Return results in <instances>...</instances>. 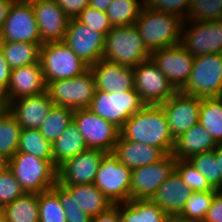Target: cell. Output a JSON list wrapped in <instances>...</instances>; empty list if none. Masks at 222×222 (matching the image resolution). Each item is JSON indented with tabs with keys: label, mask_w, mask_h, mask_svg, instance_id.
<instances>
[{
	"label": "cell",
	"mask_w": 222,
	"mask_h": 222,
	"mask_svg": "<svg viewBox=\"0 0 222 222\" xmlns=\"http://www.w3.org/2000/svg\"><path fill=\"white\" fill-rule=\"evenodd\" d=\"M175 162L171 153L156 163L133 169L130 200L151 199L158 187L174 172Z\"/></svg>",
	"instance_id": "cell-14"
},
{
	"label": "cell",
	"mask_w": 222,
	"mask_h": 222,
	"mask_svg": "<svg viewBox=\"0 0 222 222\" xmlns=\"http://www.w3.org/2000/svg\"><path fill=\"white\" fill-rule=\"evenodd\" d=\"M201 101L202 98L177 91L160 104L174 139L199 122Z\"/></svg>",
	"instance_id": "cell-16"
},
{
	"label": "cell",
	"mask_w": 222,
	"mask_h": 222,
	"mask_svg": "<svg viewBox=\"0 0 222 222\" xmlns=\"http://www.w3.org/2000/svg\"><path fill=\"white\" fill-rule=\"evenodd\" d=\"M182 93L199 98L222 96V53L197 56Z\"/></svg>",
	"instance_id": "cell-7"
},
{
	"label": "cell",
	"mask_w": 222,
	"mask_h": 222,
	"mask_svg": "<svg viewBox=\"0 0 222 222\" xmlns=\"http://www.w3.org/2000/svg\"><path fill=\"white\" fill-rule=\"evenodd\" d=\"M4 222H39L38 194L25 193L1 209Z\"/></svg>",
	"instance_id": "cell-29"
},
{
	"label": "cell",
	"mask_w": 222,
	"mask_h": 222,
	"mask_svg": "<svg viewBox=\"0 0 222 222\" xmlns=\"http://www.w3.org/2000/svg\"><path fill=\"white\" fill-rule=\"evenodd\" d=\"M175 171L192 191H218L209 185L206 177L198 172L188 160L176 159Z\"/></svg>",
	"instance_id": "cell-40"
},
{
	"label": "cell",
	"mask_w": 222,
	"mask_h": 222,
	"mask_svg": "<svg viewBox=\"0 0 222 222\" xmlns=\"http://www.w3.org/2000/svg\"><path fill=\"white\" fill-rule=\"evenodd\" d=\"M150 58L177 91L187 83L195 59L180 44L155 50L151 52Z\"/></svg>",
	"instance_id": "cell-17"
},
{
	"label": "cell",
	"mask_w": 222,
	"mask_h": 222,
	"mask_svg": "<svg viewBox=\"0 0 222 222\" xmlns=\"http://www.w3.org/2000/svg\"><path fill=\"white\" fill-rule=\"evenodd\" d=\"M56 2L70 19L76 18L89 6V0H56Z\"/></svg>",
	"instance_id": "cell-45"
},
{
	"label": "cell",
	"mask_w": 222,
	"mask_h": 222,
	"mask_svg": "<svg viewBox=\"0 0 222 222\" xmlns=\"http://www.w3.org/2000/svg\"><path fill=\"white\" fill-rule=\"evenodd\" d=\"M46 91L55 106L68 107L73 111L87 109L96 91L95 78L89 68L79 76L50 81Z\"/></svg>",
	"instance_id": "cell-6"
},
{
	"label": "cell",
	"mask_w": 222,
	"mask_h": 222,
	"mask_svg": "<svg viewBox=\"0 0 222 222\" xmlns=\"http://www.w3.org/2000/svg\"><path fill=\"white\" fill-rule=\"evenodd\" d=\"M42 43L0 42L4 57L11 69L40 63Z\"/></svg>",
	"instance_id": "cell-30"
},
{
	"label": "cell",
	"mask_w": 222,
	"mask_h": 222,
	"mask_svg": "<svg viewBox=\"0 0 222 222\" xmlns=\"http://www.w3.org/2000/svg\"><path fill=\"white\" fill-rule=\"evenodd\" d=\"M183 19L144 5L135 22L150 52L180 44Z\"/></svg>",
	"instance_id": "cell-2"
},
{
	"label": "cell",
	"mask_w": 222,
	"mask_h": 222,
	"mask_svg": "<svg viewBox=\"0 0 222 222\" xmlns=\"http://www.w3.org/2000/svg\"><path fill=\"white\" fill-rule=\"evenodd\" d=\"M63 186L72 195L74 204L91 217H95L113 205L94 184Z\"/></svg>",
	"instance_id": "cell-26"
},
{
	"label": "cell",
	"mask_w": 222,
	"mask_h": 222,
	"mask_svg": "<svg viewBox=\"0 0 222 222\" xmlns=\"http://www.w3.org/2000/svg\"><path fill=\"white\" fill-rule=\"evenodd\" d=\"M39 222H67L58 195L52 190L38 194Z\"/></svg>",
	"instance_id": "cell-38"
},
{
	"label": "cell",
	"mask_w": 222,
	"mask_h": 222,
	"mask_svg": "<svg viewBox=\"0 0 222 222\" xmlns=\"http://www.w3.org/2000/svg\"><path fill=\"white\" fill-rule=\"evenodd\" d=\"M0 222H4L2 215H0Z\"/></svg>",
	"instance_id": "cell-55"
},
{
	"label": "cell",
	"mask_w": 222,
	"mask_h": 222,
	"mask_svg": "<svg viewBox=\"0 0 222 222\" xmlns=\"http://www.w3.org/2000/svg\"><path fill=\"white\" fill-rule=\"evenodd\" d=\"M144 5V0H113L106 13L112 27L134 25Z\"/></svg>",
	"instance_id": "cell-33"
},
{
	"label": "cell",
	"mask_w": 222,
	"mask_h": 222,
	"mask_svg": "<svg viewBox=\"0 0 222 222\" xmlns=\"http://www.w3.org/2000/svg\"><path fill=\"white\" fill-rule=\"evenodd\" d=\"M54 104L47 91L18 98L7 105L22 129H39Z\"/></svg>",
	"instance_id": "cell-20"
},
{
	"label": "cell",
	"mask_w": 222,
	"mask_h": 222,
	"mask_svg": "<svg viewBox=\"0 0 222 222\" xmlns=\"http://www.w3.org/2000/svg\"><path fill=\"white\" fill-rule=\"evenodd\" d=\"M132 169L118 161L112 152H106L99 164L94 185L113 203L130 200Z\"/></svg>",
	"instance_id": "cell-10"
},
{
	"label": "cell",
	"mask_w": 222,
	"mask_h": 222,
	"mask_svg": "<svg viewBox=\"0 0 222 222\" xmlns=\"http://www.w3.org/2000/svg\"><path fill=\"white\" fill-rule=\"evenodd\" d=\"M11 68L8 65L0 46V94L4 95L10 81Z\"/></svg>",
	"instance_id": "cell-48"
},
{
	"label": "cell",
	"mask_w": 222,
	"mask_h": 222,
	"mask_svg": "<svg viewBox=\"0 0 222 222\" xmlns=\"http://www.w3.org/2000/svg\"><path fill=\"white\" fill-rule=\"evenodd\" d=\"M39 62L46 85L50 81L79 76L89 69L63 41L42 44Z\"/></svg>",
	"instance_id": "cell-5"
},
{
	"label": "cell",
	"mask_w": 222,
	"mask_h": 222,
	"mask_svg": "<svg viewBox=\"0 0 222 222\" xmlns=\"http://www.w3.org/2000/svg\"><path fill=\"white\" fill-rule=\"evenodd\" d=\"M46 91V83L40 63L11 70L10 81L3 95L6 106L13 100L34 96Z\"/></svg>",
	"instance_id": "cell-21"
},
{
	"label": "cell",
	"mask_w": 222,
	"mask_h": 222,
	"mask_svg": "<svg viewBox=\"0 0 222 222\" xmlns=\"http://www.w3.org/2000/svg\"><path fill=\"white\" fill-rule=\"evenodd\" d=\"M188 19L194 21L222 20V0H190Z\"/></svg>",
	"instance_id": "cell-39"
},
{
	"label": "cell",
	"mask_w": 222,
	"mask_h": 222,
	"mask_svg": "<svg viewBox=\"0 0 222 222\" xmlns=\"http://www.w3.org/2000/svg\"><path fill=\"white\" fill-rule=\"evenodd\" d=\"M113 0H89V6L100 11H107Z\"/></svg>",
	"instance_id": "cell-50"
},
{
	"label": "cell",
	"mask_w": 222,
	"mask_h": 222,
	"mask_svg": "<svg viewBox=\"0 0 222 222\" xmlns=\"http://www.w3.org/2000/svg\"><path fill=\"white\" fill-rule=\"evenodd\" d=\"M192 192L174 170L150 200L159 205L168 215H177L181 213Z\"/></svg>",
	"instance_id": "cell-24"
},
{
	"label": "cell",
	"mask_w": 222,
	"mask_h": 222,
	"mask_svg": "<svg viewBox=\"0 0 222 222\" xmlns=\"http://www.w3.org/2000/svg\"><path fill=\"white\" fill-rule=\"evenodd\" d=\"M112 153L120 163L132 170L156 163L167 155L160 148L125 140L121 135L114 145Z\"/></svg>",
	"instance_id": "cell-23"
},
{
	"label": "cell",
	"mask_w": 222,
	"mask_h": 222,
	"mask_svg": "<svg viewBox=\"0 0 222 222\" xmlns=\"http://www.w3.org/2000/svg\"><path fill=\"white\" fill-rule=\"evenodd\" d=\"M214 150H215L216 158L219 163V167H220V171L222 175V143H218Z\"/></svg>",
	"instance_id": "cell-52"
},
{
	"label": "cell",
	"mask_w": 222,
	"mask_h": 222,
	"mask_svg": "<svg viewBox=\"0 0 222 222\" xmlns=\"http://www.w3.org/2000/svg\"><path fill=\"white\" fill-rule=\"evenodd\" d=\"M63 42L89 66L103 58L105 36L76 18L69 20Z\"/></svg>",
	"instance_id": "cell-15"
},
{
	"label": "cell",
	"mask_w": 222,
	"mask_h": 222,
	"mask_svg": "<svg viewBox=\"0 0 222 222\" xmlns=\"http://www.w3.org/2000/svg\"><path fill=\"white\" fill-rule=\"evenodd\" d=\"M76 19L93 30L102 33L104 36L111 30L112 25L105 11H100L87 6Z\"/></svg>",
	"instance_id": "cell-43"
},
{
	"label": "cell",
	"mask_w": 222,
	"mask_h": 222,
	"mask_svg": "<svg viewBox=\"0 0 222 222\" xmlns=\"http://www.w3.org/2000/svg\"><path fill=\"white\" fill-rule=\"evenodd\" d=\"M218 191H193L179 214L188 220L203 222Z\"/></svg>",
	"instance_id": "cell-37"
},
{
	"label": "cell",
	"mask_w": 222,
	"mask_h": 222,
	"mask_svg": "<svg viewBox=\"0 0 222 222\" xmlns=\"http://www.w3.org/2000/svg\"><path fill=\"white\" fill-rule=\"evenodd\" d=\"M51 189L60 199L67 222H91L92 217L82 211L79 206L74 204L72 195L63 185L56 182Z\"/></svg>",
	"instance_id": "cell-41"
},
{
	"label": "cell",
	"mask_w": 222,
	"mask_h": 222,
	"mask_svg": "<svg viewBox=\"0 0 222 222\" xmlns=\"http://www.w3.org/2000/svg\"><path fill=\"white\" fill-rule=\"evenodd\" d=\"M120 135L125 140L160 148L166 154H171L175 145L161 105L145 104L124 123Z\"/></svg>",
	"instance_id": "cell-1"
},
{
	"label": "cell",
	"mask_w": 222,
	"mask_h": 222,
	"mask_svg": "<svg viewBox=\"0 0 222 222\" xmlns=\"http://www.w3.org/2000/svg\"><path fill=\"white\" fill-rule=\"evenodd\" d=\"M149 8L171 13L179 16L183 20L188 19V9L190 0H144Z\"/></svg>",
	"instance_id": "cell-44"
},
{
	"label": "cell",
	"mask_w": 222,
	"mask_h": 222,
	"mask_svg": "<svg viewBox=\"0 0 222 222\" xmlns=\"http://www.w3.org/2000/svg\"><path fill=\"white\" fill-rule=\"evenodd\" d=\"M134 89L144 104L160 105L177 90L151 58L133 67Z\"/></svg>",
	"instance_id": "cell-11"
},
{
	"label": "cell",
	"mask_w": 222,
	"mask_h": 222,
	"mask_svg": "<svg viewBox=\"0 0 222 222\" xmlns=\"http://www.w3.org/2000/svg\"><path fill=\"white\" fill-rule=\"evenodd\" d=\"M198 123L217 144L222 143V96L202 98Z\"/></svg>",
	"instance_id": "cell-31"
},
{
	"label": "cell",
	"mask_w": 222,
	"mask_h": 222,
	"mask_svg": "<svg viewBox=\"0 0 222 222\" xmlns=\"http://www.w3.org/2000/svg\"><path fill=\"white\" fill-rule=\"evenodd\" d=\"M105 153L102 150L87 148L66 160L57 168V182L61 185L93 184Z\"/></svg>",
	"instance_id": "cell-18"
},
{
	"label": "cell",
	"mask_w": 222,
	"mask_h": 222,
	"mask_svg": "<svg viewBox=\"0 0 222 222\" xmlns=\"http://www.w3.org/2000/svg\"><path fill=\"white\" fill-rule=\"evenodd\" d=\"M198 172L206 177L209 185L218 191H222V175L215 150L196 154L188 159Z\"/></svg>",
	"instance_id": "cell-36"
},
{
	"label": "cell",
	"mask_w": 222,
	"mask_h": 222,
	"mask_svg": "<svg viewBox=\"0 0 222 222\" xmlns=\"http://www.w3.org/2000/svg\"><path fill=\"white\" fill-rule=\"evenodd\" d=\"M92 70L96 89L107 93H122L134 89L133 67L111 63L104 59L89 66Z\"/></svg>",
	"instance_id": "cell-22"
},
{
	"label": "cell",
	"mask_w": 222,
	"mask_h": 222,
	"mask_svg": "<svg viewBox=\"0 0 222 222\" xmlns=\"http://www.w3.org/2000/svg\"><path fill=\"white\" fill-rule=\"evenodd\" d=\"M17 152L31 154L43 160H53L52 144L39 129H21Z\"/></svg>",
	"instance_id": "cell-35"
},
{
	"label": "cell",
	"mask_w": 222,
	"mask_h": 222,
	"mask_svg": "<svg viewBox=\"0 0 222 222\" xmlns=\"http://www.w3.org/2000/svg\"><path fill=\"white\" fill-rule=\"evenodd\" d=\"M73 122L85 140L87 148L112 152L120 136V129L90 109L74 111Z\"/></svg>",
	"instance_id": "cell-12"
},
{
	"label": "cell",
	"mask_w": 222,
	"mask_h": 222,
	"mask_svg": "<svg viewBox=\"0 0 222 222\" xmlns=\"http://www.w3.org/2000/svg\"><path fill=\"white\" fill-rule=\"evenodd\" d=\"M7 108L5 100H4V96L2 94H0V114L2 112H4V110Z\"/></svg>",
	"instance_id": "cell-54"
},
{
	"label": "cell",
	"mask_w": 222,
	"mask_h": 222,
	"mask_svg": "<svg viewBox=\"0 0 222 222\" xmlns=\"http://www.w3.org/2000/svg\"><path fill=\"white\" fill-rule=\"evenodd\" d=\"M180 45L194 57L222 53V20H183Z\"/></svg>",
	"instance_id": "cell-9"
},
{
	"label": "cell",
	"mask_w": 222,
	"mask_h": 222,
	"mask_svg": "<svg viewBox=\"0 0 222 222\" xmlns=\"http://www.w3.org/2000/svg\"><path fill=\"white\" fill-rule=\"evenodd\" d=\"M24 194L25 192L21 185L7 166L0 172V208L2 209Z\"/></svg>",
	"instance_id": "cell-42"
},
{
	"label": "cell",
	"mask_w": 222,
	"mask_h": 222,
	"mask_svg": "<svg viewBox=\"0 0 222 222\" xmlns=\"http://www.w3.org/2000/svg\"><path fill=\"white\" fill-rule=\"evenodd\" d=\"M203 222H222V191L214 195Z\"/></svg>",
	"instance_id": "cell-46"
},
{
	"label": "cell",
	"mask_w": 222,
	"mask_h": 222,
	"mask_svg": "<svg viewBox=\"0 0 222 222\" xmlns=\"http://www.w3.org/2000/svg\"><path fill=\"white\" fill-rule=\"evenodd\" d=\"M0 42L42 43L32 2H13L0 32Z\"/></svg>",
	"instance_id": "cell-13"
},
{
	"label": "cell",
	"mask_w": 222,
	"mask_h": 222,
	"mask_svg": "<svg viewBox=\"0 0 222 222\" xmlns=\"http://www.w3.org/2000/svg\"><path fill=\"white\" fill-rule=\"evenodd\" d=\"M91 222H122L120 203L113 204L106 211L91 218Z\"/></svg>",
	"instance_id": "cell-47"
},
{
	"label": "cell",
	"mask_w": 222,
	"mask_h": 222,
	"mask_svg": "<svg viewBox=\"0 0 222 222\" xmlns=\"http://www.w3.org/2000/svg\"><path fill=\"white\" fill-rule=\"evenodd\" d=\"M151 52L136 25L112 27L105 36L103 58L111 63L134 67L148 60Z\"/></svg>",
	"instance_id": "cell-3"
},
{
	"label": "cell",
	"mask_w": 222,
	"mask_h": 222,
	"mask_svg": "<svg viewBox=\"0 0 222 222\" xmlns=\"http://www.w3.org/2000/svg\"><path fill=\"white\" fill-rule=\"evenodd\" d=\"M14 1L15 0H0V32Z\"/></svg>",
	"instance_id": "cell-49"
},
{
	"label": "cell",
	"mask_w": 222,
	"mask_h": 222,
	"mask_svg": "<svg viewBox=\"0 0 222 222\" xmlns=\"http://www.w3.org/2000/svg\"><path fill=\"white\" fill-rule=\"evenodd\" d=\"M84 138L74 122L69 124L59 138L52 143L53 164L58 168L66 160L86 150Z\"/></svg>",
	"instance_id": "cell-27"
},
{
	"label": "cell",
	"mask_w": 222,
	"mask_h": 222,
	"mask_svg": "<svg viewBox=\"0 0 222 222\" xmlns=\"http://www.w3.org/2000/svg\"><path fill=\"white\" fill-rule=\"evenodd\" d=\"M164 222H198V221L188 220L185 217H182L179 214H177V215H168Z\"/></svg>",
	"instance_id": "cell-51"
},
{
	"label": "cell",
	"mask_w": 222,
	"mask_h": 222,
	"mask_svg": "<svg viewBox=\"0 0 222 222\" xmlns=\"http://www.w3.org/2000/svg\"><path fill=\"white\" fill-rule=\"evenodd\" d=\"M216 145L213 136L197 123L175 139L172 154L175 159L188 160L196 154L214 150Z\"/></svg>",
	"instance_id": "cell-25"
},
{
	"label": "cell",
	"mask_w": 222,
	"mask_h": 222,
	"mask_svg": "<svg viewBox=\"0 0 222 222\" xmlns=\"http://www.w3.org/2000/svg\"><path fill=\"white\" fill-rule=\"evenodd\" d=\"M21 126L6 108L0 114V155L9 160L18 150Z\"/></svg>",
	"instance_id": "cell-32"
},
{
	"label": "cell",
	"mask_w": 222,
	"mask_h": 222,
	"mask_svg": "<svg viewBox=\"0 0 222 222\" xmlns=\"http://www.w3.org/2000/svg\"><path fill=\"white\" fill-rule=\"evenodd\" d=\"M8 166V160L0 155V172Z\"/></svg>",
	"instance_id": "cell-53"
},
{
	"label": "cell",
	"mask_w": 222,
	"mask_h": 222,
	"mask_svg": "<svg viewBox=\"0 0 222 222\" xmlns=\"http://www.w3.org/2000/svg\"><path fill=\"white\" fill-rule=\"evenodd\" d=\"M144 105L135 89L118 94L96 89L88 109L121 129Z\"/></svg>",
	"instance_id": "cell-8"
},
{
	"label": "cell",
	"mask_w": 222,
	"mask_h": 222,
	"mask_svg": "<svg viewBox=\"0 0 222 222\" xmlns=\"http://www.w3.org/2000/svg\"><path fill=\"white\" fill-rule=\"evenodd\" d=\"M32 6L42 44L63 41L70 18L56 0H35Z\"/></svg>",
	"instance_id": "cell-19"
},
{
	"label": "cell",
	"mask_w": 222,
	"mask_h": 222,
	"mask_svg": "<svg viewBox=\"0 0 222 222\" xmlns=\"http://www.w3.org/2000/svg\"><path fill=\"white\" fill-rule=\"evenodd\" d=\"M122 222H164L168 214L150 199L120 203Z\"/></svg>",
	"instance_id": "cell-28"
},
{
	"label": "cell",
	"mask_w": 222,
	"mask_h": 222,
	"mask_svg": "<svg viewBox=\"0 0 222 222\" xmlns=\"http://www.w3.org/2000/svg\"><path fill=\"white\" fill-rule=\"evenodd\" d=\"M74 111L68 107L53 105L49 114L39 128L41 134L52 144L73 122Z\"/></svg>",
	"instance_id": "cell-34"
},
{
	"label": "cell",
	"mask_w": 222,
	"mask_h": 222,
	"mask_svg": "<svg viewBox=\"0 0 222 222\" xmlns=\"http://www.w3.org/2000/svg\"><path fill=\"white\" fill-rule=\"evenodd\" d=\"M8 167L25 193L47 191L57 182V167L53 160L39 159L31 154L16 152Z\"/></svg>",
	"instance_id": "cell-4"
}]
</instances>
